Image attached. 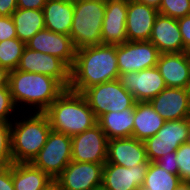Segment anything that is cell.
<instances>
[{"label": "cell", "mask_w": 190, "mask_h": 190, "mask_svg": "<svg viewBox=\"0 0 190 190\" xmlns=\"http://www.w3.org/2000/svg\"><path fill=\"white\" fill-rule=\"evenodd\" d=\"M116 45L100 44L76 50L69 89L83 93L92 86L118 79Z\"/></svg>", "instance_id": "6da1fadb"}, {"label": "cell", "mask_w": 190, "mask_h": 190, "mask_svg": "<svg viewBox=\"0 0 190 190\" xmlns=\"http://www.w3.org/2000/svg\"><path fill=\"white\" fill-rule=\"evenodd\" d=\"M53 131L70 137L97 124V118L82 93L65 89L44 111Z\"/></svg>", "instance_id": "7a4b0ae2"}, {"label": "cell", "mask_w": 190, "mask_h": 190, "mask_svg": "<svg viewBox=\"0 0 190 190\" xmlns=\"http://www.w3.org/2000/svg\"><path fill=\"white\" fill-rule=\"evenodd\" d=\"M8 86L15 106L24 102L29 109L34 106L31 110L35 112H44L65 90L56 79L48 75L17 69L9 72Z\"/></svg>", "instance_id": "3957f363"}, {"label": "cell", "mask_w": 190, "mask_h": 190, "mask_svg": "<svg viewBox=\"0 0 190 190\" xmlns=\"http://www.w3.org/2000/svg\"><path fill=\"white\" fill-rule=\"evenodd\" d=\"M33 114V116L31 115ZM14 125V126H13ZM52 128L44 112L11 122V154L13 163H30L45 145Z\"/></svg>", "instance_id": "277c9868"}, {"label": "cell", "mask_w": 190, "mask_h": 190, "mask_svg": "<svg viewBox=\"0 0 190 190\" xmlns=\"http://www.w3.org/2000/svg\"><path fill=\"white\" fill-rule=\"evenodd\" d=\"M106 0H74L70 37L76 49L101 44Z\"/></svg>", "instance_id": "5b68a950"}, {"label": "cell", "mask_w": 190, "mask_h": 190, "mask_svg": "<svg viewBox=\"0 0 190 190\" xmlns=\"http://www.w3.org/2000/svg\"><path fill=\"white\" fill-rule=\"evenodd\" d=\"M70 136L51 130L45 145L31 162L55 180L72 161Z\"/></svg>", "instance_id": "8992f818"}, {"label": "cell", "mask_w": 190, "mask_h": 190, "mask_svg": "<svg viewBox=\"0 0 190 190\" xmlns=\"http://www.w3.org/2000/svg\"><path fill=\"white\" fill-rule=\"evenodd\" d=\"M190 118L166 121L156 135L144 141L149 162H156L170 152H175L180 145L187 143Z\"/></svg>", "instance_id": "52a82bcc"}, {"label": "cell", "mask_w": 190, "mask_h": 190, "mask_svg": "<svg viewBox=\"0 0 190 190\" xmlns=\"http://www.w3.org/2000/svg\"><path fill=\"white\" fill-rule=\"evenodd\" d=\"M160 54L150 41H127L116 45L118 70L123 74L157 66Z\"/></svg>", "instance_id": "ba28073f"}, {"label": "cell", "mask_w": 190, "mask_h": 190, "mask_svg": "<svg viewBox=\"0 0 190 190\" xmlns=\"http://www.w3.org/2000/svg\"><path fill=\"white\" fill-rule=\"evenodd\" d=\"M17 70L48 75L65 89L70 86V68L58 57L25 47Z\"/></svg>", "instance_id": "9c48e42d"}, {"label": "cell", "mask_w": 190, "mask_h": 190, "mask_svg": "<svg viewBox=\"0 0 190 190\" xmlns=\"http://www.w3.org/2000/svg\"><path fill=\"white\" fill-rule=\"evenodd\" d=\"M71 139L72 161L106 163L108 139L98 124Z\"/></svg>", "instance_id": "30bf717a"}, {"label": "cell", "mask_w": 190, "mask_h": 190, "mask_svg": "<svg viewBox=\"0 0 190 190\" xmlns=\"http://www.w3.org/2000/svg\"><path fill=\"white\" fill-rule=\"evenodd\" d=\"M117 80L133 95L136 102H149L166 88L164 79L156 66L138 72L119 74Z\"/></svg>", "instance_id": "8fae6325"}, {"label": "cell", "mask_w": 190, "mask_h": 190, "mask_svg": "<svg viewBox=\"0 0 190 190\" xmlns=\"http://www.w3.org/2000/svg\"><path fill=\"white\" fill-rule=\"evenodd\" d=\"M104 164L71 161L55 179L61 190H93L102 185Z\"/></svg>", "instance_id": "7c38bea8"}, {"label": "cell", "mask_w": 190, "mask_h": 190, "mask_svg": "<svg viewBox=\"0 0 190 190\" xmlns=\"http://www.w3.org/2000/svg\"><path fill=\"white\" fill-rule=\"evenodd\" d=\"M26 47L56 56L70 69L74 65L77 49L74 47L70 35L55 33L45 28L26 42Z\"/></svg>", "instance_id": "4fadbf2b"}, {"label": "cell", "mask_w": 190, "mask_h": 190, "mask_svg": "<svg viewBox=\"0 0 190 190\" xmlns=\"http://www.w3.org/2000/svg\"><path fill=\"white\" fill-rule=\"evenodd\" d=\"M149 103L165 121L190 118V89L166 87Z\"/></svg>", "instance_id": "5bb4252c"}, {"label": "cell", "mask_w": 190, "mask_h": 190, "mask_svg": "<svg viewBox=\"0 0 190 190\" xmlns=\"http://www.w3.org/2000/svg\"><path fill=\"white\" fill-rule=\"evenodd\" d=\"M106 162L126 168L149 164L144 141L134 137L109 139Z\"/></svg>", "instance_id": "9a60e30c"}, {"label": "cell", "mask_w": 190, "mask_h": 190, "mask_svg": "<svg viewBox=\"0 0 190 190\" xmlns=\"http://www.w3.org/2000/svg\"><path fill=\"white\" fill-rule=\"evenodd\" d=\"M127 9L128 0H106L101 31V44L119 45L127 42Z\"/></svg>", "instance_id": "2e32d148"}, {"label": "cell", "mask_w": 190, "mask_h": 190, "mask_svg": "<svg viewBox=\"0 0 190 190\" xmlns=\"http://www.w3.org/2000/svg\"><path fill=\"white\" fill-rule=\"evenodd\" d=\"M149 164L126 168L106 162L103 167L102 185L109 190H140Z\"/></svg>", "instance_id": "e0dca14e"}, {"label": "cell", "mask_w": 190, "mask_h": 190, "mask_svg": "<svg viewBox=\"0 0 190 190\" xmlns=\"http://www.w3.org/2000/svg\"><path fill=\"white\" fill-rule=\"evenodd\" d=\"M158 14V10L151 6L128 0L127 41H149Z\"/></svg>", "instance_id": "ac0fdd59"}, {"label": "cell", "mask_w": 190, "mask_h": 190, "mask_svg": "<svg viewBox=\"0 0 190 190\" xmlns=\"http://www.w3.org/2000/svg\"><path fill=\"white\" fill-rule=\"evenodd\" d=\"M166 87L190 89V54L161 53L156 66Z\"/></svg>", "instance_id": "d6986e66"}, {"label": "cell", "mask_w": 190, "mask_h": 190, "mask_svg": "<svg viewBox=\"0 0 190 190\" xmlns=\"http://www.w3.org/2000/svg\"><path fill=\"white\" fill-rule=\"evenodd\" d=\"M160 53L187 52L177 19L158 14L149 39Z\"/></svg>", "instance_id": "ffe728a7"}, {"label": "cell", "mask_w": 190, "mask_h": 190, "mask_svg": "<svg viewBox=\"0 0 190 190\" xmlns=\"http://www.w3.org/2000/svg\"><path fill=\"white\" fill-rule=\"evenodd\" d=\"M42 10L46 29L55 33L70 34L74 0H48Z\"/></svg>", "instance_id": "44dd1931"}, {"label": "cell", "mask_w": 190, "mask_h": 190, "mask_svg": "<svg viewBox=\"0 0 190 190\" xmlns=\"http://www.w3.org/2000/svg\"><path fill=\"white\" fill-rule=\"evenodd\" d=\"M165 122L148 101L136 102L132 137L145 141L156 135Z\"/></svg>", "instance_id": "7402d4cb"}, {"label": "cell", "mask_w": 190, "mask_h": 190, "mask_svg": "<svg viewBox=\"0 0 190 190\" xmlns=\"http://www.w3.org/2000/svg\"><path fill=\"white\" fill-rule=\"evenodd\" d=\"M97 124L107 139L132 137L134 126V108L123 111L107 112L97 118Z\"/></svg>", "instance_id": "603a6c76"}, {"label": "cell", "mask_w": 190, "mask_h": 190, "mask_svg": "<svg viewBox=\"0 0 190 190\" xmlns=\"http://www.w3.org/2000/svg\"><path fill=\"white\" fill-rule=\"evenodd\" d=\"M12 181L15 190H42L53 179L30 163H12Z\"/></svg>", "instance_id": "cb8c5ba5"}, {"label": "cell", "mask_w": 190, "mask_h": 190, "mask_svg": "<svg viewBox=\"0 0 190 190\" xmlns=\"http://www.w3.org/2000/svg\"><path fill=\"white\" fill-rule=\"evenodd\" d=\"M17 38L24 43L28 42L37 32L45 29L42 9H20L12 13Z\"/></svg>", "instance_id": "d4e9b609"}, {"label": "cell", "mask_w": 190, "mask_h": 190, "mask_svg": "<svg viewBox=\"0 0 190 190\" xmlns=\"http://www.w3.org/2000/svg\"><path fill=\"white\" fill-rule=\"evenodd\" d=\"M181 183L179 175L167 172L156 162H149L141 190H176Z\"/></svg>", "instance_id": "484cf974"}, {"label": "cell", "mask_w": 190, "mask_h": 190, "mask_svg": "<svg viewBox=\"0 0 190 190\" xmlns=\"http://www.w3.org/2000/svg\"><path fill=\"white\" fill-rule=\"evenodd\" d=\"M82 94L98 118L112 108L113 80L87 88Z\"/></svg>", "instance_id": "4316f807"}, {"label": "cell", "mask_w": 190, "mask_h": 190, "mask_svg": "<svg viewBox=\"0 0 190 190\" xmlns=\"http://www.w3.org/2000/svg\"><path fill=\"white\" fill-rule=\"evenodd\" d=\"M26 43L18 38L7 39L0 42V65L9 72L17 68Z\"/></svg>", "instance_id": "83f0119b"}, {"label": "cell", "mask_w": 190, "mask_h": 190, "mask_svg": "<svg viewBox=\"0 0 190 190\" xmlns=\"http://www.w3.org/2000/svg\"><path fill=\"white\" fill-rule=\"evenodd\" d=\"M135 103L133 95L125 90L117 79L113 80L112 108H110V112L135 108Z\"/></svg>", "instance_id": "f1b7e54d"}, {"label": "cell", "mask_w": 190, "mask_h": 190, "mask_svg": "<svg viewBox=\"0 0 190 190\" xmlns=\"http://www.w3.org/2000/svg\"><path fill=\"white\" fill-rule=\"evenodd\" d=\"M158 13L174 19L190 15V0H162Z\"/></svg>", "instance_id": "f546056e"}, {"label": "cell", "mask_w": 190, "mask_h": 190, "mask_svg": "<svg viewBox=\"0 0 190 190\" xmlns=\"http://www.w3.org/2000/svg\"><path fill=\"white\" fill-rule=\"evenodd\" d=\"M11 122L0 121V160L10 166L13 163L11 154Z\"/></svg>", "instance_id": "4dcf8cb0"}, {"label": "cell", "mask_w": 190, "mask_h": 190, "mask_svg": "<svg viewBox=\"0 0 190 190\" xmlns=\"http://www.w3.org/2000/svg\"><path fill=\"white\" fill-rule=\"evenodd\" d=\"M178 175L182 182L190 183V145L184 143L176 150Z\"/></svg>", "instance_id": "1f68e13d"}, {"label": "cell", "mask_w": 190, "mask_h": 190, "mask_svg": "<svg viewBox=\"0 0 190 190\" xmlns=\"http://www.w3.org/2000/svg\"><path fill=\"white\" fill-rule=\"evenodd\" d=\"M17 108L12 100L10 89L8 85L0 86V121L3 122H13L14 120L10 118L12 112ZM10 118V119H9Z\"/></svg>", "instance_id": "d6a6232c"}, {"label": "cell", "mask_w": 190, "mask_h": 190, "mask_svg": "<svg viewBox=\"0 0 190 190\" xmlns=\"http://www.w3.org/2000/svg\"><path fill=\"white\" fill-rule=\"evenodd\" d=\"M17 38L12 16H0V42Z\"/></svg>", "instance_id": "836d02e7"}, {"label": "cell", "mask_w": 190, "mask_h": 190, "mask_svg": "<svg viewBox=\"0 0 190 190\" xmlns=\"http://www.w3.org/2000/svg\"><path fill=\"white\" fill-rule=\"evenodd\" d=\"M156 163L160 165L167 172L178 175V164L176 162V151L167 153L159 158Z\"/></svg>", "instance_id": "e575fe53"}, {"label": "cell", "mask_w": 190, "mask_h": 190, "mask_svg": "<svg viewBox=\"0 0 190 190\" xmlns=\"http://www.w3.org/2000/svg\"><path fill=\"white\" fill-rule=\"evenodd\" d=\"M177 21L184 48L188 50L190 48V15L179 18Z\"/></svg>", "instance_id": "d590c367"}, {"label": "cell", "mask_w": 190, "mask_h": 190, "mask_svg": "<svg viewBox=\"0 0 190 190\" xmlns=\"http://www.w3.org/2000/svg\"><path fill=\"white\" fill-rule=\"evenodd\" d=\"M0 190H15L12 181V164L0 172Z\"/></svg>", "instance_id": "8d00e7d4"}, {"label": "cell", "mask_w": 190, "mask_h": 190, "mask_svg": "<svg viewBox=\"0 0 190 190\" xmlns=\"http://www.w3.org/2000/svg\"><path fill=\"white\" fill-rule=\"evenodd\" d=\"M48 0H17V8L20 9H43Z\"/></svg>", "instance_id": "74e56055"}, {"label": "cell", "mask_w": 190, "mask_h": 190, "mask_svg": "<svg viewBox=\"0 0 190 190\" xmlns=\"http://www.w3.org/2000/svg\"><path fill=\"white\" fill-rule=\"evenodd\" d=\"M17 9V0H0V16H11Z\"/></svg>", "instance_id": "f35d334b"}, {"label": "cell", "mask_w": 190, "mask_h": 190, "mask_svg": "<svg viewBox=\"0 0 190 190\" xmlns=\"http://www.w3.org/2000/svg\"><path fill=\"white\" fill-rule=\"evenodd\" d=\"M9 71L0 65V86L8 85Z\"/></svg>", "instance_id": "ab89813d"}, {"label": "cell", "mask_w": 190, "mask_h": 190, "mask_svg": "<svg viewBox=\"0 0 190 190\" xmlns=\"http://www.w3.org/2000/svg\"><path fill=\"white\" fill-rule=\"evenodd\" d=\"M135 1L142 4H146L147 6H151L158 10L162 0H135Z\"/></svg>", "instance_id": "60d3db41"}, {"label": "cell", "mask_w": 190, "mask_h": 190, "mask_svg": "<svg viewBox=\"0 0 190 190\" xmlns=\"http://www.w3.org/2000/svg\"><path fill=\"white\" fill-rule=\"evenodd\" d=\"M42 190H61L60 185L57 183L56 180H53L49 185H47Z\"/></svg>", "instance_id": "b9f144b4"}, {"label": "cell", "mask_w": 190, "mask_h": 190, "mask_svg": "<svg viewBox=\"0 0 190 190\" xmlns=\"http://www.w3.org/2000/svg\"><path fill=\"white\" fill-rule=\"evenodd\" d=\"M176 190H190V183L182 182Z\"/></svg>", "instance_id": "7bdbcfd3"}, {"label": "cell", "mask_w": 190, "mask_h": 190, "mask_svg": "<svg viewBox=\"0 0 190 190\" xmlns=\"http://www.w3.org/2000/svg\"><path fill=\"white\" fill-rule=\"evenodd\" d=\"M93 190H109V189L105 188L103 185H100L98 187H95Z\"/></svg>", "instance_id": "ee69618b"}, {"label": "cell", "mask_w": 190, "mask_h": 190, "mask_svg": "<svg viewBox=\"0 0 190 190\" xmlns=\"http://www.w3.org/2000/svg\"><path fill=\"white\" fill-rule=\"evenodd\" d=\"M7 166L0 160V172L3 171Z\"/></svg>", "instance_id": "f6af8a7d"}, {"label": "cell", "mask_w": 190, "mask_h": 190, "mask_svg": "<svg viewBox=\"0 0 190 190\" xmlns=\"http://www.w3.org/2000/svg\"><path fill=\"white\" fill-rule=\"evenodd\" d=\"M187 143L190 145V129H189V134H188V141Z\"/></svg>", "instance_id": "bcb514c9"}]
</instances>
